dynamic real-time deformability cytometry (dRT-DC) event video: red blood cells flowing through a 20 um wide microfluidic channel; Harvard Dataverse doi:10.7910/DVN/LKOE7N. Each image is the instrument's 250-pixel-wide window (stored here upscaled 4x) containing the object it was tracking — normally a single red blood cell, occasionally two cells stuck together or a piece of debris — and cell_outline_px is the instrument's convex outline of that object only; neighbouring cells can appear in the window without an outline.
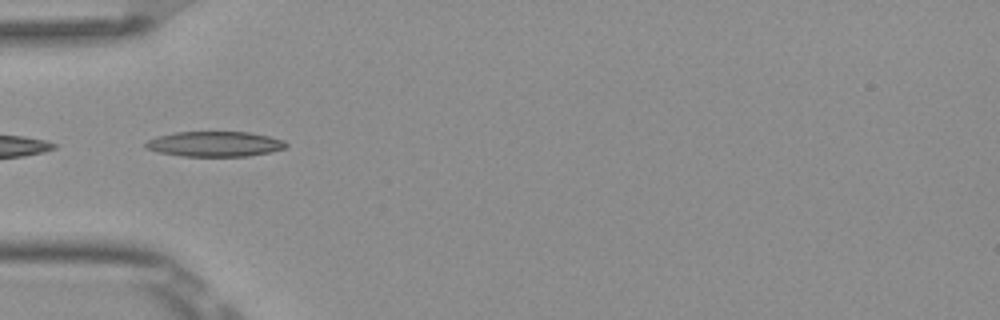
{"species": "Egyptian fruit bat (a non-hibernating species)", "species_latin": "Rousettus aegyptiacus", "temperature_condition": "room temperature", "stored_images_in_passage": 26, "camera_frame_rate_fps": 3000, "um_per_image_px": 0.085, "frame": {"image": 1, "passage_image": 15, "time_ms": 4.667, "image_size_px": [1000, 320], "cell_outline_px": [[288, 148], [248, 156], [180, 156], [160, 152], [144, 148], [144, 144], [148, 140], [156, 136], [176, 132], [248, 132], [268, 136], [284, 140], [288, 144]], "centroid_in_image_um": [18.25, 12.24], "position_along_channel_um": 66.7, "area_um2": 20.63}}